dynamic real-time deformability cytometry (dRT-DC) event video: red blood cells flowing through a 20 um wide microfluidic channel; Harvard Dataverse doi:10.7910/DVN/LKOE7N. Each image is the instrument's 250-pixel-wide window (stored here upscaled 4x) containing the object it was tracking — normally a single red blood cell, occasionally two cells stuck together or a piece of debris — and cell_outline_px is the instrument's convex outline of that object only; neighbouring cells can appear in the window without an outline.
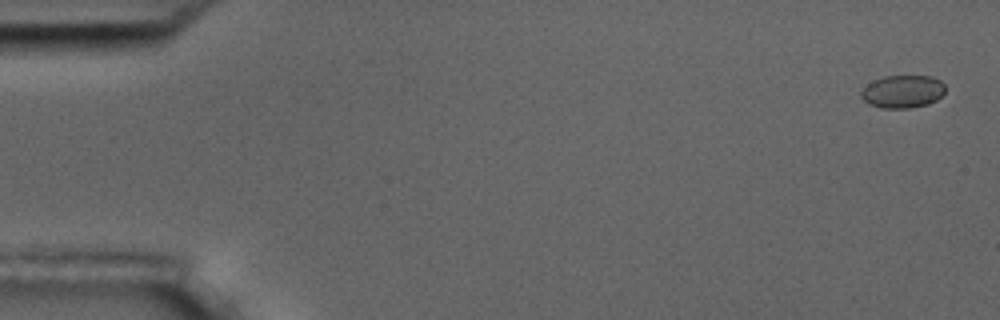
{"species": "common noctule bat (a hibernating species)", "species_latin": "Nyctalus noctula", "temperature_condition": "room temperature", "stored_images_in_passage": 9, "camera_frame_rate_fps": 3000, "um_per_image_px": 0.085, "animal": {"sex": "male", "body_mass_g": 17.5, "forearm_length_mm": 52.3}, "frame": {"image": 1, "passage_image": 1, "time_ms": 0.0, "image_size_px": [1000, 320], "cell_outline_px": [[944, 92], [936, 100], [928, 104], [908, 108], [880, 108], [868, 104], [860, 96], [860, 92], [872, 80], [884, 76], [932, 76], [940, 80], [944, 84]], "centroid_in_image_um": [76.7, 7.78], "position_along_channel_um": 8.3, "area_um2": 16.13}}
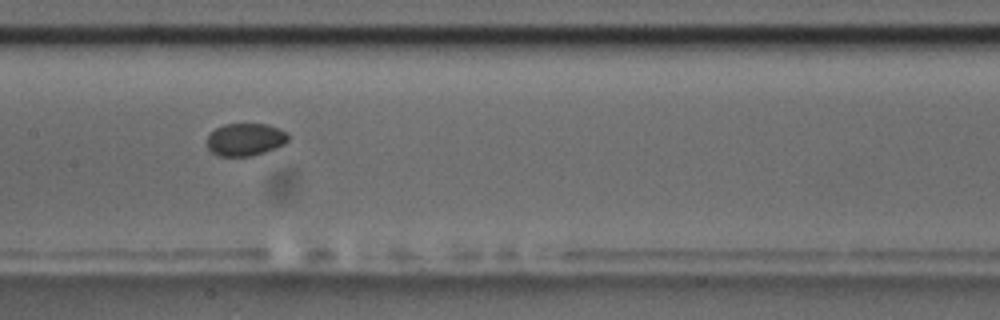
{"frame": {"image": 2, "passage_image": 8, "time_ms": 9.0, "image_size_px": [1000, 320], "cell_outline_px": [[288, 140], [284, 144], [276, 148], [252, 156], [220, 156], [212, 152], [208, 148], [208, 136], [216, 128], [224, 124], [268, 124], [280, 128], [288, 132]], "centroid_in_image_um": [20.89, 11.85], "position_along_channel_um": 186.5, "area_um2": 15.43}}
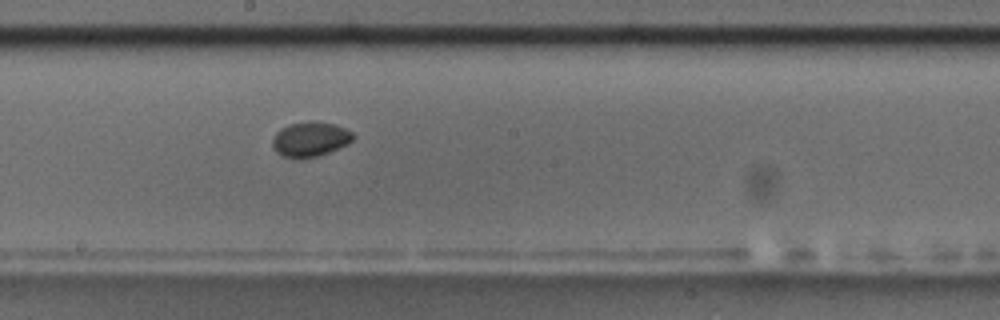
{"frame": {"image": 3, "passage_image": 9, "time_ms": 10.0, "image_size_px": [1000, 320], "cell_outline_px": [[356, 136], [348, 144], [328, 152], [316, 156], [300, 160], [284, 156], [276, 152], [272, 148], [272, 136], [280, 128], [288, 124], [316, 120], [336, 124], [352, 132]], "centroid_in_image_um": [26.34, 11.82], "position_along_channel_um": 221.9, "area_um2": 16.7}}